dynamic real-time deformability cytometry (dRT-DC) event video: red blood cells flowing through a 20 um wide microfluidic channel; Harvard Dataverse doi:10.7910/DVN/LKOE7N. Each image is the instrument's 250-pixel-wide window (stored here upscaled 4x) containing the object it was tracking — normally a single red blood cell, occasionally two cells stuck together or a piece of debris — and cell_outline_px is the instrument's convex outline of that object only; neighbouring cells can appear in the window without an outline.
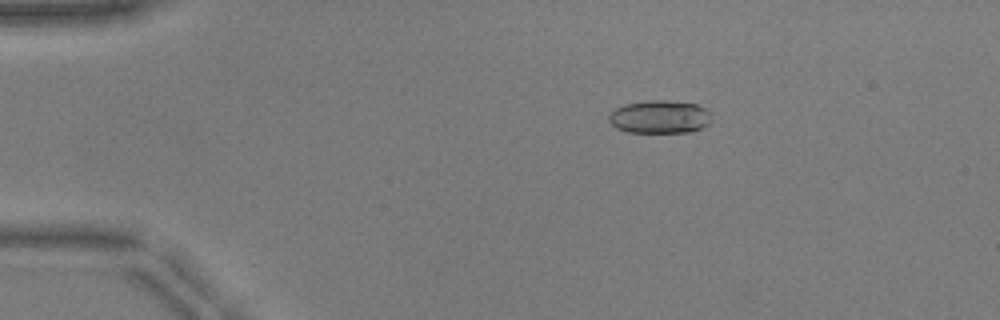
{"species": "common noctule bat (a hibernating species)", "species_latin": "Nyctalus noctula", "temperature_condition": "warm", "stored_images_in_passage": 43, "camera_frame_rate_fps": 3000, "um_per_image_px": 0.085, "animal": {"sex": "male", "body_mass_g": 17.9, "forearm_length_mm": 54.2}, "frame": {"image": 1, "passage_image": 1, "time_ms": 0.0, "image_size_px": [1000, 320], "cell_outline_px": [[712, 116], [708, 124], [692, 132], [628, 132], [616, 128], [608, 120], [608, 112], [624, 104], [648, 100], [668, 100], [696, 104], [704, 108]], "centroid_in_image_um": [56.04, 9.93], "position_along_channel_um": 29.0, "area_um2": 19.88}}
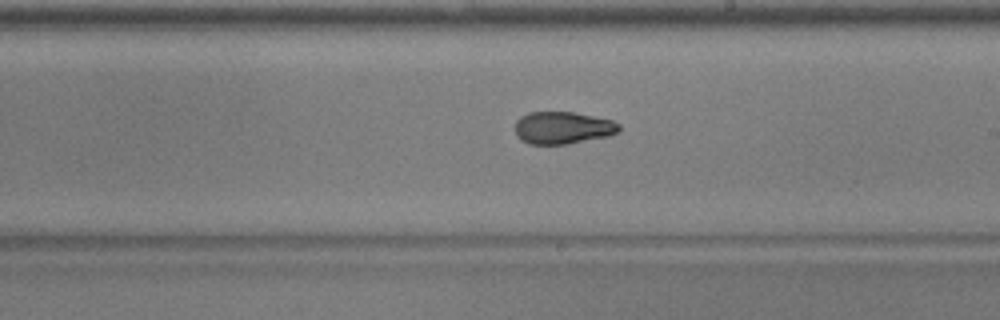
{"frame": {"image": 2, "passage_image": 22, "time_ms": 7.0, "image_size_px": [1000, 320], "cell_outline_px": [[620, 132], [612, 136], [568, 144], [528, 144], [520, 140], [516, 136], [516, 120], [520, 116], [528, 112], [572, 112], [612, 120], [620, 124]], "centroid_in_image_um": [47.85, 10.87], "position_along_channel_um": 241.2, "area_um2": 19.88}}
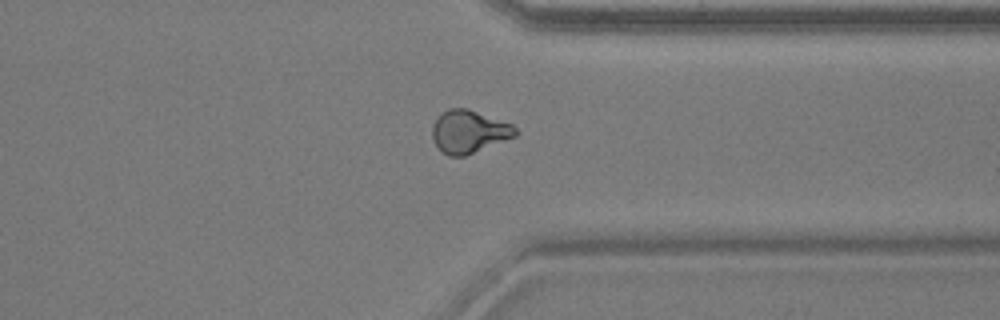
{"frame": {"image": 3, "passage_image": 32, "time_ms": 10.333, "image_size_px": [1000, 320], "cell_outline_px": [[520, 132], [516, 136], [464, 156], [448, 156], [436, 144], [432, 136], [432, 128], [436, 120], [448, 108], [468, 108], [512, 124]], "centroid_in_image_um": [39.89, 11.18], "position_along_channel_um": 371.5, "area_um2": 20.46}, "authors_computed_cell_mechanics": {"area_um2": 20.0566, "velocity_mm_per_s": 3.94, "shape_relaxation_time_tau1_ms": 9.8263, "shape_relaxation_time_tau2_ms": 2.0491, "deformation_change_tau1": 0.2544, "deformation_change_tau2": 0.0715}}